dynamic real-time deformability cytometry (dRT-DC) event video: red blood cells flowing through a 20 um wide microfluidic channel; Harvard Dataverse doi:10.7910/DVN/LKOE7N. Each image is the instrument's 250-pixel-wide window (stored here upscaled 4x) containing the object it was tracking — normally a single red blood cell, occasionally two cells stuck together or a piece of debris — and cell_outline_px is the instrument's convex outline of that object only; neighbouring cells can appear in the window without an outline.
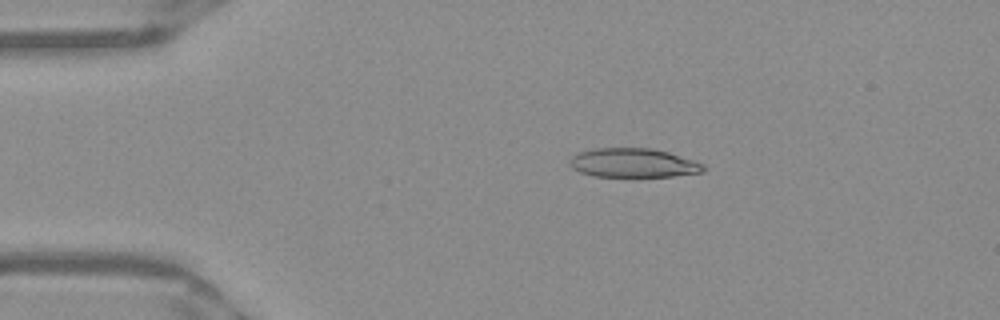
{"species": "Egyptian fruit bat (a non-hibernating species)", "species_latin": "Rousettus aegyptiacus", "temperature_condition": "warm", "stored_images_in_passage": 51, "camera_frame_rate_fps": 3000, "um_per_image_px": 0.085, "frame": {"image": 1, "passage_image": 10, "time_ms": 3.0, "image_size_px": [1000, 320], "cell_outline_px": [[704, 172], [672, 176], [596, 176], [580, 172], [572, 168], [568, 164], [568, 160], [572, 156], [580, 152], [596, 148], [648, 148], [668, 152], [704, 164]], "centroid_in_image_um": [53.8, 13.84], "position_along_channel_um": 31.2, "area_um2": 22.43}}
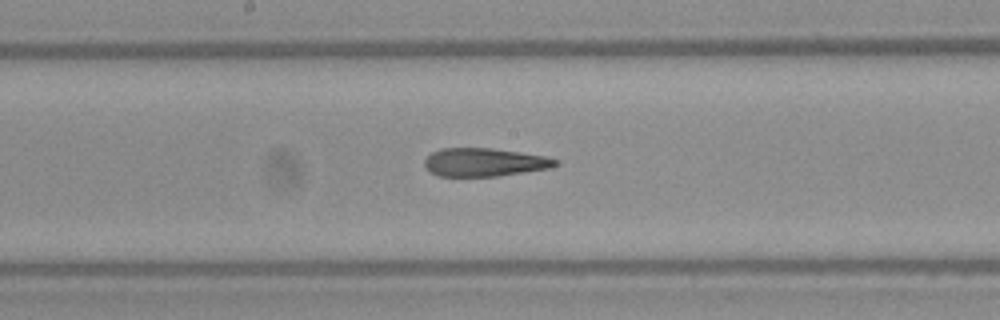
{"frame": {"image": 2, "passage_image": 27, "time_ms": 8.667, "image_size_px": [1000, 320], "cell_outline_px": [[560, 164], [548, 168], [500, 176], [440, 176], [432, 172], [424, 164], [424, 160], [432, 152], [440, 148], [492, 148], [548, 156], [560, 160]], "centroid_in_image_um": [41.23, 13.78], "position_along_channel_um": 207.0, "area_um2": 21.62}}
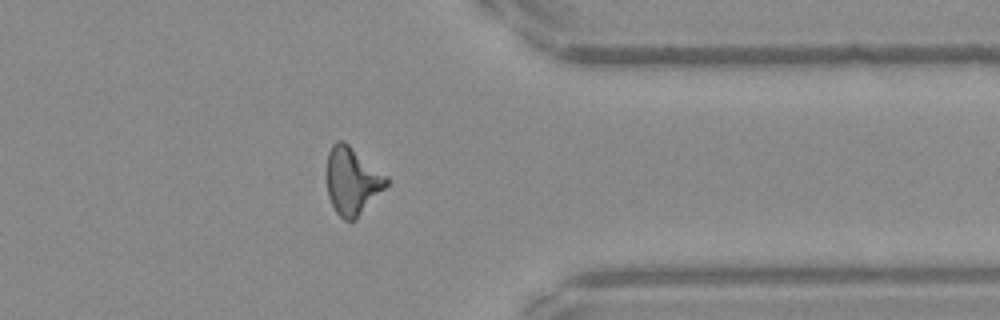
{"frame": {"image": 3, "passage_image": 41, "time_ms": 13.333, "image_size_px": [1000, 320], "cell_outline_px": [[388, 184], [356, 220], [344, 220], [336, 212], [328, 196], [328, 152], [332, 144], [336, 140], [344, 140], [388, 176]], "centroid_in_image_um": [29.95, 15.36], "position_along_channel_um": 381.4, "area_um2": 23.35}, "authors_computed_cell_mechanics": {"area_um2": 22.6576, "velocity_mm_per_s": 3.9591, "shape_relaxation_time_tau1_ms": null, "shape_relaxation_time_tau2_ms": 2.9019, "deformation_change_tau1": null, "deformation_change_tau2": 0.1528}}